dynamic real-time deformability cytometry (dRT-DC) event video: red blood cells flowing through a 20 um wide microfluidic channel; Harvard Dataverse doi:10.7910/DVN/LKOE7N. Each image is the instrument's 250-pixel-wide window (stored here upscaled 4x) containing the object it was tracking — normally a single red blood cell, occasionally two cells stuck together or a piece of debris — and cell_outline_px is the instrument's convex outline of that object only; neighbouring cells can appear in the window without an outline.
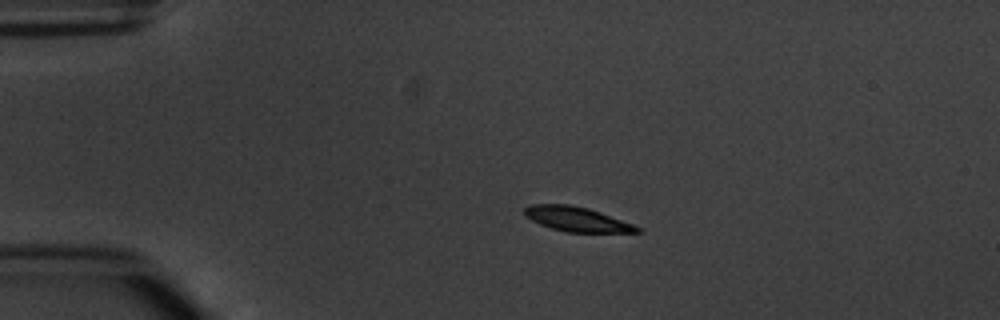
{"species": "common noctule bat (a hibernating species)", "species_latin": "Nyctalus noctula", "temperature_condition": "warm", "stored_images_in_passage": 4, "camera_frame_rate_fps": 3000, "um_per_image_px": 0.085, "animal": {"sex": "male", "body_mass_g": 20.1, "forearm_length_mm": 53.5}, "frame": {"image": 1, "passage_image": 3, "time_ms": 2.333, "image_size_px": [1000, 320], "cell_outline_px": [[640, 232], [568, 232], [552, 228], [540, 224], [524, 216], [524, 208], [532, 204], [568, 204], [588, 208], [600, 212], [632, 224], [640, 228]], "centroid_in_image_um": [48.98, 18.62], "position_along_channel_um": 36.0, "area_um2": 15.9}}